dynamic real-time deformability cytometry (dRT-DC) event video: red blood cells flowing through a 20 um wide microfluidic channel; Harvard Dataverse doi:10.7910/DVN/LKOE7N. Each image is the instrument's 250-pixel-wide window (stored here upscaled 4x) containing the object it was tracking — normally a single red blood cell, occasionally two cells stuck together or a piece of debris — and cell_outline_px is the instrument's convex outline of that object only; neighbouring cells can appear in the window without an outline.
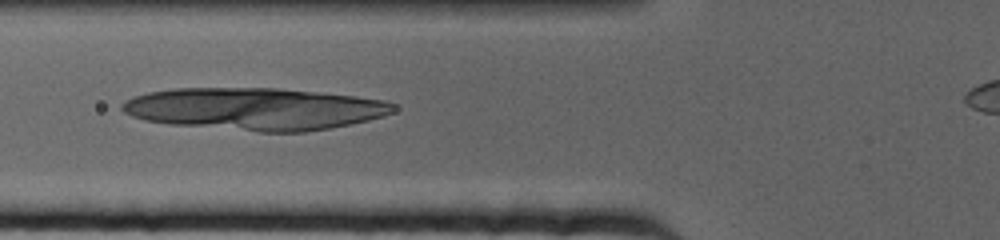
{"species": "human", "species_latin": "Homo sapiens", "temperature_condition": "cold", "stored_images_in_passage": 56, "camera_frame_rate_fps": 3000, "um_per_image_px": 0.085, "donor": {"sex": "female"}, "frame": {"image": 1, "passage_image": 17, "time_ms": 5.333, "image_size_px": [1000, 240], "cell_outline_px": [[396, 108], [392, 112], [384, 116], [352, 124], [304, 132], [260, 132], [172, 124], [144, 120], [132, 116], [124, 112], [120, 108], [120, 104], [124, 100], [132, 96], [148, 92], [176, 88], [276, 88], [356, 96], [384, 100], [396, 104]], "centroid_in_image_um": [21.64, 9.25], "position_along_channel_um": 104.2, "area_um2": 66.82}}
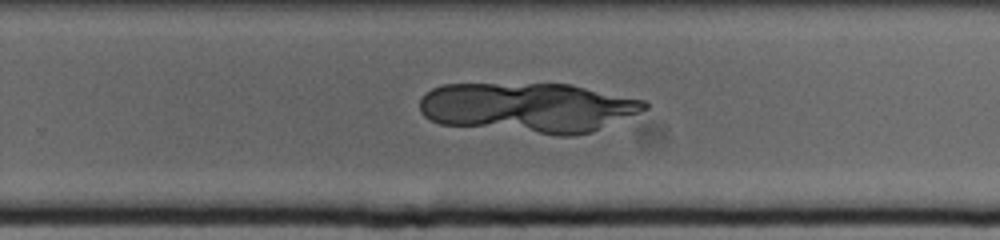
{"frame": {"image": 2, "passage_image": 36, "time_ms": 11.667, "image_size_px": [1000, 240], "cell_outline_px": [[648, 108], [592, 132], [572, 136], [556, 136], [440, 124], [424, 116], [420, 112], [420, 96], [424, 92], [432, 88], [444, 84], [572, 84], [648, 100]], "centroid_in_image_um": [44.9, 9.15], "position_along_channel_um": 284.9, "area_um2": 66.18}}
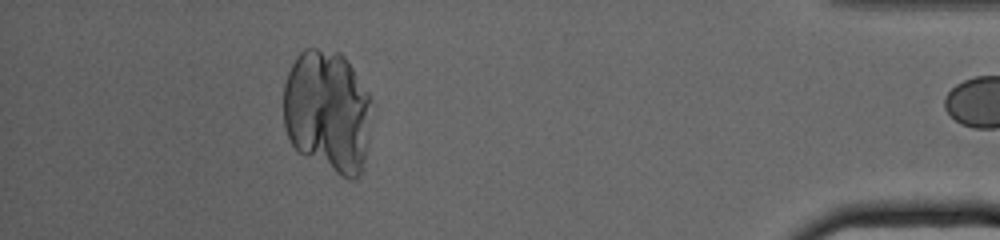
{"frame": {"image": 3, "passage_image": 54, "time_ms": 17.667, "image_size_px": [1000, 240], "cell_outline_px": [[372, 96], [364, 160], [360, 172], [356, 180], [348, 180], [304, 156], [292, 144], [288, 136], [284, 124], [284, 84], [288, 72], [296, 56], [304, 48], [316, 48], [340, 52], [348, 60]], "centroid_in_image_um": [27.84, 9.44], "position_along_channel_um": 407.4, "area_um2": 63.35}}